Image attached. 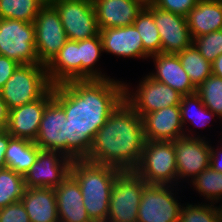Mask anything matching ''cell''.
I'll use <instances>...</instances> for the list:
<instances>
[{"instance_id": "cell-1", "label": "cell", "mask_w": 222, "mask_h": 222, "mask_svg": "<svg viewBox=\"0 0 222 222\" xmlns=\"http://www.w3.org/2000/svg\"><path fill=\"white\" fill-rule=\"evenodd\" d=\"M125 82L113 78L72 80L53 86L68 120L67 157L85 159L91 141L124 100Z\"/></svg>"}, {"instance_id": "cell-2", "label": "cell", "mask_w": 222, "mask_h": 222, "mask_svg": "<svg viewBox=\"0 0 222 222\" xmlns=\"http://www.w3.org/2000/svg\"><path fill=\"white\" fill-rule=\"evenodd\" d=\"M145 142L142 117L123 100L94 135L84 160L121 171H133L140 161Z\"/></svg>"}, {"instance_id": "cell-3", "label": "cell", "mask_w": 222, "mask_h": 222, "mask_svg": "<svg viewBox=\"0 0 222 222\" xmlns=\"http://www.w3.org/2000/svg\"><path fill=\"white\" fill-rule=\"evenodd\" d=\"M121 172L113 166L84 159L72 161L70 174L79 183L83 204L92 222H107L111 190Z\"/></svg>"}, {"instance_id": "cell-4", "label": "cell", "mask_w": 222, "mask_h": 222, "mask_svg": "<svg viewBox=\"0 0 222 222\" xmlns=\"http://www.w3.org/2000/svg\"><path fill=\"white\" fill-rule=\"evenodd\" d=\"M52 86L45 65H19L0 95L10 110L42 98Z\"/></svg>"}, {"instance_id": "cell-5", "label": "cell", "mask_w": 222, "mask_h": 222, "mask_svg": "<svg viewBox=\"0 0 222 222\" xmlns=\"http://www.w3.org/2000/svg\"><path fill=\"white\" fill-rule=\"evenodd\" d=\"M133 171L147 184L177 186L173 141L146 140L140 161Z\"/></svg>"}, {"instance_id": "cell-6", "label": "cell", "mask_w": 222, "mask_h": 222, "mask_svg": "<svg viewBox=\"0 0 222 222\" xmlns=\"http://www.w3.org/2000/svg\"><path fill=\"white\" fill-rule=\"evenodd\" d=\"M146 185L134 171H122L111 190L107 222H137L138 206Z\"/></svg>"}, {"instance_id": "cell-7", "label": "cell", "mask_w": 222, "mask_h": 222, "mask_svg": "<svg viewBox=\"0 0 222 222\" xmlns=\"http://www.w3.org/2000/svg\"><path fill=\"white\" fill-rule=\"evenodd\" d=\"M0 55L20 65L40 64L35 48L34 23L0 18Z\"/></svg>"}, {"instance_id": "cell-8", "label": "cell", "mask_w": 222, "mask_h": 222, "mask_svg": "<svg viewBox=\"0 0 222 222\" xmlns=\"http://www.w3.org/2000/svg\"><path fill=\"white\" fill-rule=\"evenodd\" d=\"M139 82L136 90L130 89L131 86L125 82L124 100L141 117L162 108L179 106L181 103L182 95L178 91L153 79L149 74Z\"/></svg>"}, {"instance_id": "cell-9", "label": "cell", "mask_w": 222, "mask_h": 222, "mask_svg": "<svg viewBox=\"0 0 222 222\" xmlns=\"http://www.w3.org/2000/svg\"><path fill=\"white\" fill-rule=\"evenodd\" d=\"M61 19L68 40L79 41L99 34L92 0H48Z\"/></svg>"}, {"instance_id": "cell-10", "label": "cell", "mask_w": 222, "mask_h": 222, "mask_svg": "<svg viewBox=\"0 0 222 222\" xmlns=\"http://www.w3.org/2000/svg\"><path fill=\"white\" fill-rule=\"evenodd\" d=\"M175 188V193H174ZM176 187L147 184L138 206L137 222H178L183 203L178 201Z\"/></svg>"}, {"instance_id": "cell-11", "label": "cell", "mask_w": 222, "mask_h": 222, "mask_svg": "<svg viewBox=\"0 0 222 222\" xmlns=\"http://www.w3.org/2000/svg\"><path fill=\"white\" fill-rule=\"evenodd\" d=\"M34 26L37 57L47 66L68 41L59 14L48 1L39 10Z\"/></svg>"}, {"instance_id": "cell-12", "label": "cell", "mask_w": 222, "mask_h": 222, "mask_svg": "<svg viewBox=\"0 0 222 222\" xmlns=\"http://www.w3.org/2000/svg\"><path fill=\"white\" fill-rule=\"evenodd\" d=\"M206 138L204 135L203 137L184 136L173 141L176 154L177 185L182 182L181 179L184 181L186 178L189 184V180L193 181L202 170L210 167L211 144Z\"/></svg>"}, {"instance_id": "cell-13", "label": "cell", "mask_w": 222, "mask_h": 222, "mask_svg": "<svg viewBox=\"0 0 222 222\" xmlns=\"http://www.w3.org/2000/svg\"><path fill=\"white\" fill-rule=\"evenodd\" d=\"M71 164L72 160L61 153L41 150L24 175L25 186L55 188L69 176Z\"/></svg>"}, {"instance_id": "cell-14", "label": "cell", "mask_w": 222, "mask_h": 222, "mask_svg": "<svg viewBox=\"0 0 222 222\" xmlns=\"http://www.w3.org/2000/svg\"><path fill=\"white\" fill-rule=\"evenodd\" d=\"M67 137L66 114L53 98L45 106L35 143L41 150L58 152L67 157Z\"/></svg>"}, {"instance_id": "cell-15", "label": "cell", "mask_w": 222, "mask_h": 222, "mask_svg": "<svg viewBox=\"0 0 222 222\" xmlns=\"http://www.w3.org/2000/svg\"><path fill=\"white\" fill-rule=\"evenodd\" d=\"M147 10L154 16L161 39V53L178 54L193 44L187 17L157 7Z\"/></svg>"}, {"instance_id": "cell-16", "label": "cell", "mask_w": 222, "mask_h": 222, "mask_svg": "<svg viewBox=\"0 0 222 222\" xmlns=\"http://www.w3.org/2000/svg\"><path fill=\"white\" fill-rule=\"evenodd\" d=\"M53 99L52 88L40 99L9 110L8 133L15 138L34 141L45 106Z\"/></svg>"}, {"instance_id": "cell-17", "label": "cell", "mask_w": 222, "mask_h": 222, "mask_svg": "<svg viewBox=\"0 0 222 222\" xmlns=\"http://www.w3.org/2000/svg\"><path fill=\"white\" fill-rule=\"evenodd\" d=\"M103 52L133 59L150 58L144 52V46L137 28L132 25L99 30Z\"/></svg>"}, {"instance_id": "cell-18", "label": "cell", "mask_w": 222, "mask_h": 222, "mask_svg": "<svg viewBox=\"0 0 222 222\" xmlns=\"http://www.w3.org/2000/svg\"><path fill=\"white\" fill-rule=\"evenodd\" d=\"M146 140L174 141L184 137L180 106H170L142 116Z\"/></svg>"}, {"instance_id": "cell-19", "label": "cell", "mask_w": 222, "mask_h": 222, "mask_svg": "<svg viewBox=\"0 0 222 222\" xmlns=\"http://www.w3.org/2000/svg\"><path fill=\"white\" fill-rule=\"evenodd\" d=\"M99 30L132 25L142 8L133 0H92Z\"/></svg>"}, {"instance_id": "cell-20", "label": "cell", "mask_w": 222, "mask_h": 222, "mask_svg": "<svg viewBox=\"0 0 222 222\" xmlns=\"http://www.w3.org/2000/svg\"><path fill=\"white\" fill-rule=\"evenodd\" d=\"M155 65V72L148 73L156 79L178 91L181 95L196 92L188 74L183 69L177 54L159 53L150 56Z\"/></svg>"}, {"instance_id": "cell-21", "label": "cell", "mask_w": 222, "mask_h": 222, "mask_svg": "<svg viewBox=\"0 0 222 222\" xmlns=\"http://www.w3.org/2000/svg\"><path fill=\"white\" fill-rule=\"evenodd\" d=\"M54 189L60 222H92L84 207L79 183L71 174Z\"/></svg>"}, {"instance_id": "cell-22", "label": "cell", "mask_w": 222, "mask_h": 222, "mask_svg": "<svg viewBox=\"0 0 222 222\" xmlns=\"http://www.w3.org/2000/svg\"><path fill=\"white\" fill-rule=\"evenodd\" d=\"M46 70L53 86L72 80H81L79 41L68 40L46 66Z\"/></svg>"}, {"instance_id": "cell-23", "label": "cell", "mask_w": 222, "mask_h": 222, "mask_svg": "<svg viewBox=\"0 0 222 222\" xmlns=\"http://www.w3.org/2000/svg\"><path fill=\"white\" fill-rule=\"evenodd\" d=\"M21 201L30 222H60L54 188L26 187Z\"/></svg>"}, {"instance_id": "cell-24", "label": "cell", "mask_w": 222, "mask_h": 222, "mask_svg": "<svg viewBox=\"0 0 222 222\" xmlns=\"http://www.w3.org/2000/svg\"><path fill=\"white\" fill-rule=\"evenodd\" d=\"M192 38L222 29V0H199L187 15Z\"/></svg>"}, {"instance_id": "cell-25", "label": "cell", "mask_w": 222, "mask_h": 222, "mask_svg": "<svg viewBox=\"0 0 222 222\" xmlns=\"http://www.w3.org/2000/svg\"><path fill=\"white\" fill-rule=\"evenodd\" d=\"M40 151L34 141L11 137L5 153L6 168L24 176L35 163Z\"/></svg>"}, {"instance_id": "cell-26", "label": "cell", "mask_w": 222, "mask_h": 222, "mask_svg": "<svg viewBox=\"0 0 222 222\" xmlns=\"http://www.w3.org/2000/svg\"><path fill=\"white\" fill-rule=\"evenodd\" d=\"M179 106L181 121L185 130L184 135L186 137H201L200 135L193 133L196 131H192L189 126H187V129L186 124L190 123L194 127L196 126L203 129V127L205 128L208 123L209 124L207 126L210 125L212 117L217 116L203 104L201 98L196 93L190 95H182L181 103L179 104Z\"/></svg>"}, {"instance_id": "cell-27", "label": "cell", "mask_w": 222, "mask_h": 222, "mask_svg": "<svg viewBox=\"0 0 222 222\" xmlns=\"http://www.w3.org/2000/svg\"><path fill=\"white\" fill-rule=\"evenodd\" d=\"M101 53H103V47L99 34L89 39L79 40L81 80L110 78L101 72L102 69L95 67L100 56H102Z\"/></svg>"}, {"instance_id": "cell-28", "label": "cell", "mask_w": 222, "mask_h": 222, "mask_svg": "<svg viewBox=\"0 0 222 222\" xmlns=\"http://www.w3.org/2000/svg\"><path fill=\"white\" fill-rule=\"evenodd\" d=\"M183 69L188 74L192 84L197 88L212 73V63L207 61L194 44L177 54Z\"/></svg>"}, {"instance_id": "cell-29", "label": "cell", "mask_w": 222, "mask_h": 222, "mask_svg": "<svg viewBox=\"0 0 222 222\" xmlns=\"http://www.w3.org/2000/svg\"><path fill=\"white\" fill-rule=\"evenodd\" d=\"M47 0H0V18L34 23Z\"/></svg>"}, {"instance_id": "cell-30", "label": "cell", "mask_w": 222, "mask_h": 222, "mask_svg": "<svg viewBox=\"0 0 222 222\" xmlns=\"http://www.w3.org/2000/svg\"><path fill=\"white\" fill-rule=\"evenodd\" d=\"M133 24L141 36L144 52L149 57L161 53V39L154 16L147 9H143Z\"/></svg>"}, {"instance_id": "cell-31", "label": "cell", "mask_w": 222, "mask_h": 222, "mask_svg": "<svg viewBox=\"0 0 222 222\" xmlns=\"http://www.w3.org/2000/svg\"><path fill=\"white\" fill-rule=\"evenodd\" d=\"M25 189L23 175L8 168L0 169V209L20 201Z\"/></svg>"}, {"instance_id": "cell-32", "label": "cell", "mask_w": 222, "mask_h": 222, "mask_svg": "<svg viewBox=\"0 0 222 222\" xmlns=\"http://www.w3.org/2000/svg\"><path fill=\"white\" fill-rule=\"evenodd\" d=\"M190 183L208 203H215L222 198V173L211 167L202 170Z\"/></svg>"}, {"instance_id": "cell-33", "label": "cell", "mask_w": 222, "mask_h": 222, "mask_svg": "<svg viewBox=\"0 0 222 222\" xmlns=\"http://www.w3.org/2000/svg\"><path fill=\"white\" fill-rule=\"evenodd\" d=\"M195 93L209 110L222 119V78L212 74L196 88Z\"/></svg>"}, {"instance_id": "cell-34", "label": "cell", "mask_w": 222, "mask_h": 222, "mask_svg": "<svg viewBox=\"0 0 222 222\" xmlns=\"http://www.w3.org/2000/svg\"><path fill=\"white\" fill-rule=\"evenodd\" d=\"M178 222H219L214 203H202L198 205L185 203L180 212Z\"/></svg>"}, {"instance_id": "cell-35", "label": "cell", "mask_w": 222, "mask_h": 222, "mask_svg": "<svg viewBox=\"0 0 222 222\" xmlns=\"http://www.w3.org/2000/svg\"><path fill=\"white\" fill-rule=\"evenodd\" d=\"M200 54L213 63L222 54V29L193 38Z\"/></svg>"}, {"instance_id": "cell-36", "label": "cell", "mask_w": 222, "mask_h": 222, "mask_svg": "<svg viewBox=\"0 0 222 222\" xmlns=\"http://www.w3.org/2000/svg\"><path fill=\"white\" fill-rule=\"evenodd\" d=\"M0 222H30L22 201H17L0 209Z\"/></svg>"}, {"instance_id": "cell-37", "label": "cell", "mask_w": 222, "mask_h": 222, "mask_svg": "<svg viewBox=\"0 0 222 222\" xmlns=\"http://www.w3.org/2000/svg\"><path fill=\"white\" fill-rule=\"evenodd\" d=\"M199 0H157L155 7L187 17Z\"/></svg>"}, {"instance_id": "cell-38", "label": "cell", "mask_w": 222, "mask_h": 222, "mask_svg": "<svg viewBox=\"0 0 222 222\" xmlns=\"http://www.w3.org/2000/svg\"><path fill=\"white\" fill-rule=\"evenodd\" d=\"M20 64L15 60L0 55V90L6 84L8 79L13 75L14 71Z\"/></svg>"}, {"instance_id": "cell-39", "label": "cell", "mask_w": 222, "mask_h": 222, "mask_svg": "<svg viewBox=\"0 0 222 222\" xmlns=\"http://www.w3.org/2000/svg\"><path fill=\"white\" fill-rule=\"evenodd\" d=\"M222 145V143H220ZM211 153H210V167L222 173V146H217L216 149L210 145Z\"/></svg>"}, {"instance_id": "cell-40", "label": "cell", "mask_w": 222, "mask_h": 222, "mask_svg": "<svg viewBox=\"0 0 222 222\" xmlns=\"http://www.w3.org/2000/svg\"><path fill=\"white\" fill-rule=\"evenodd\" d=\"M11 137L7 130H0V169L6 168L5 153Z\"/></svg>"}, {"instance_id": "cell-41", "label": "cell", "mask_w": 222, "mask_h": 222, "mask_svg": "<svg viewBox=\"0 0 222 222\" xmlns=\"http://www.w3.org/2000/svg\"><path fill=\"white\" fill-rule=\"evenodd\" d=\"M9 122V109L0 95V130H7Z\"/></svg>"}, {"instance_id": "cell-42", "label": "cell", "mask_w": 222, "mask_h": 222, "mask_svg": "<svg viewBox=\"0 0 222 222\" xmlns=\"http://www.w3.org/2000/svg\"><path fill=\"white\" fill-rule=\"evenodd\" d=\"M213 75L222 78V54L212 63Z\"/></svg>"}, {"instance_id": "cell-43", "label": "cell", "mask_w": 222, "mask_h": 222, "mask_svg": "<svg viewBox=\"0 0 222 222\" xmlns=\"http://www.w3.org/2000/svg\"><path fill=\"white\" fill-rule=\"evenodd\" d=\"M134 2H137L142 8L148 9L155 7L157 0H133Z\"/></svg>"}, {"instance_id": "cell-44", "label": "cell", "mask_w": 222, "mask_h": 222, "mask_svg": "<svg viewBox=\"0 0 222 222\" xmlns=\"http://www.w3.org/2000/svg\"><path fill=\"white\" fill-rule=\"evenodd\" d=\"M219 201L222 202V198L218 199L214 204L215 205H216V203L218 204ZM215 207H216V211H217V214H218V220H219V222H222V203L219 204V206L216 205Z\"/></svg>"}]
</instances>
